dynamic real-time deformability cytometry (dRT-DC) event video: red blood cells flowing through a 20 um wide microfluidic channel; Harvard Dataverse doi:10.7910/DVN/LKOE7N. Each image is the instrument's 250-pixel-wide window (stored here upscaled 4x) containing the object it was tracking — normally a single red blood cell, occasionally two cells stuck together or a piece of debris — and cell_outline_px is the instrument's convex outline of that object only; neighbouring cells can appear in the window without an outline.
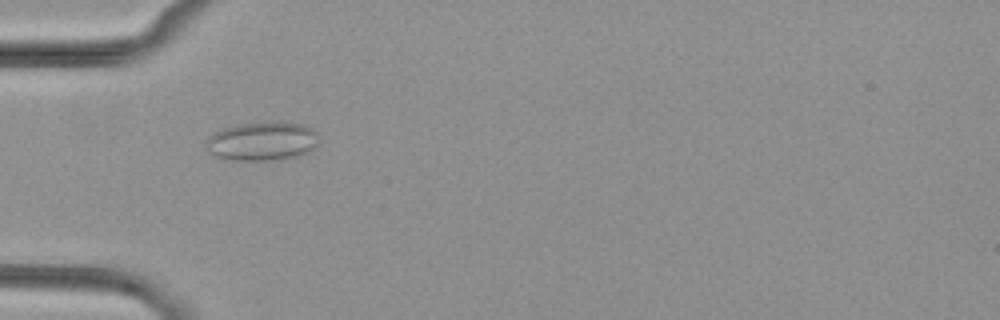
{"species": "common noctule bat (a hibernating species)", "species_latin": "Nyctalus noctula", "temperature_condition": "cold", "stored_images_in_passage": 41, "camera_frame_rate_fps": 3000, "um_per_image_px": 0.085, "animal": {"sex": "female", "body_mass_g": 29.2, "forearm_length_mm": 56.3}, "frame": {"image": 1, "passage_image": 5, "time_ms": 1.333, "image_size_px": [1000, 320], "cell_outline_px": [[320, 144], [308, 152], [300, 156], [280, 160], [236, 160], [216, 156], [208, 152], [204, 144], [208, 136], [224, 128], [240, 124], [280, 120], [288, 120], [304, 124], [312, 128], [316, 132]], "centroid_in_image_um": [22.35, 11.98], "position_along_channel_um": 62.6, "area_um2": 26.24}}
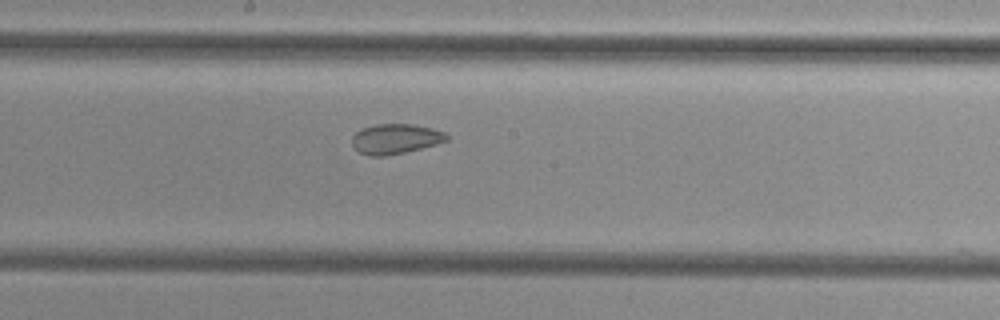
{"frame": {"image": 2, "passage_image": 17, "time_ms": 5.333, "image_size_px": [1000, 320], "cell_outline_px": [[448, 140], [436, 144], [404, 152], [384, 156], [368, 156], [360, 152], [352, 144], [352, 136], [356, 132], [364, 128], [376, 124], [412, 124], [432, 128], [444, 132], [448, 136]], "centroid_in_image_um": [33.61, 11.8], "position_along_channel_um": 214.6, "area_um2": 16.36}}
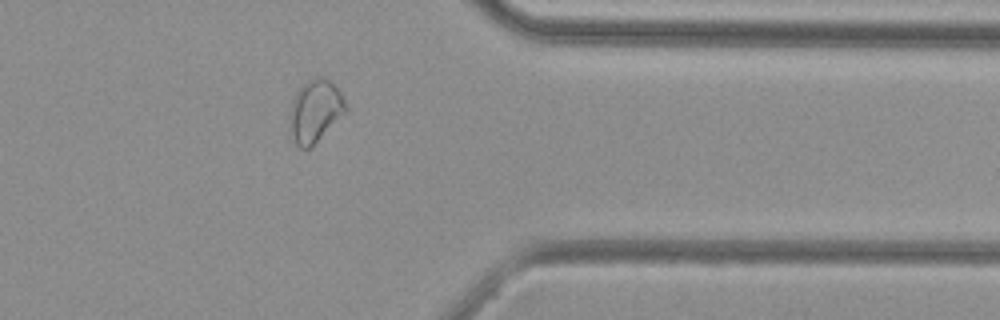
{"frame": {"image": 3, "passage_image": 31, "time_ms": 10.0, "image_size_px": [1000, 320], "cell_outline_px": [[348, 108], [308, 148], [300, 148], [296, 144], [292, 132], [288, 116], [292, 100], [296, 92], [312, 76], [324, 76], [340, 92], [348, 104]], "centroid_in_image_um": [26.76, 9.36], "position_along_channel_um": 384.6, "area_um2": 19.77}}